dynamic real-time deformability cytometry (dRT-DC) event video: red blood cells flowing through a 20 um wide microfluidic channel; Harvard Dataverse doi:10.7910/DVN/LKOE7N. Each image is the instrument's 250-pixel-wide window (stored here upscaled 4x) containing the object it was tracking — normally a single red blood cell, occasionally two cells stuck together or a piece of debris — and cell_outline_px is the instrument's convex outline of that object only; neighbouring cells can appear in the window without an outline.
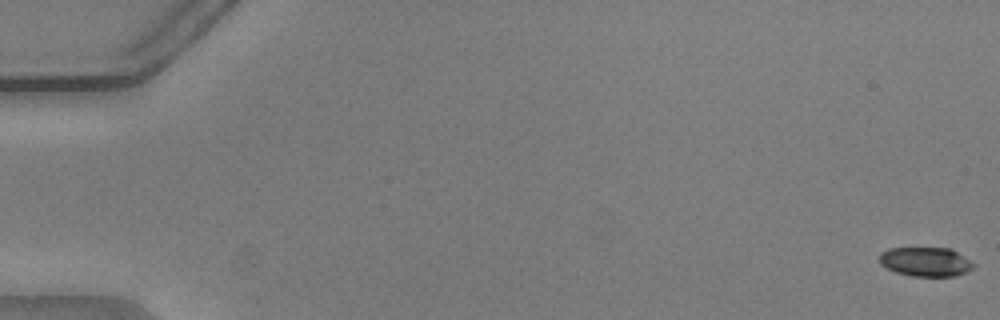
{"species": "common noctule bat (a hibernating species)", "species_latin": "Nyctalus noctula", "temperature_condition": "warm", "stored_images_in_passage": 55, "camera_frame_rate_fps": 3000, "um_per_image_px": 0.085, "animal": {"sex": "male", "body_mass_g": 20.5, "forearm_length_mm": 52.5}, "frame": {"image": 1, "passage_image": 1, "time_ms": 0.0, "image_size_px": [1000, 320], "cell_outline_px": [[976, 264], [972, 268], [964, 272], [952, 276], [912, 276], [896, 272], [880, 264], [880, 252], [888, 248], [952, 248]], "centroid_in_image_um": [78.67, 22.23], "position_along_channel_um": 6.3, "area_um2": 15.95}}
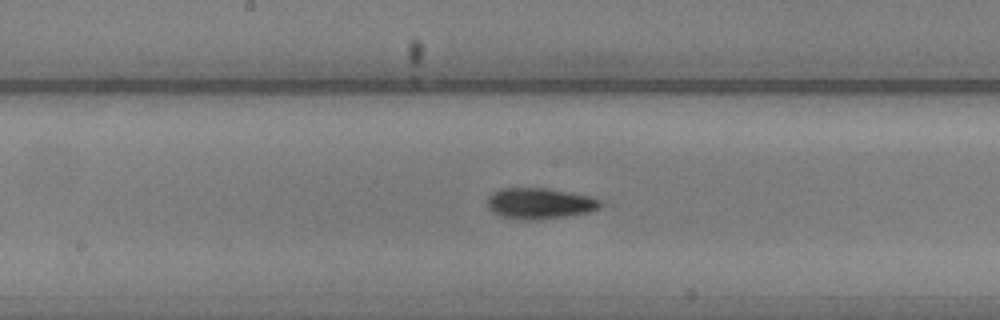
{"frame": {"image": 2, "passage_image": 30, "time_ms": 9.667, "image_size_px": [1000, 320], "cell_outline_px": [[604, 204], [600, 208], [592, 212], [564, 216], [504, 216], [492, 212], [488, 208], [488, 196], [492, 192], [500, 188], [548, 188], [572, 192], [588, 196], [600, 200]], "centroid_in_image_um": [45.93, 17.21], "position_along_channel_um": 202.3, "area_um2": 19.48}}
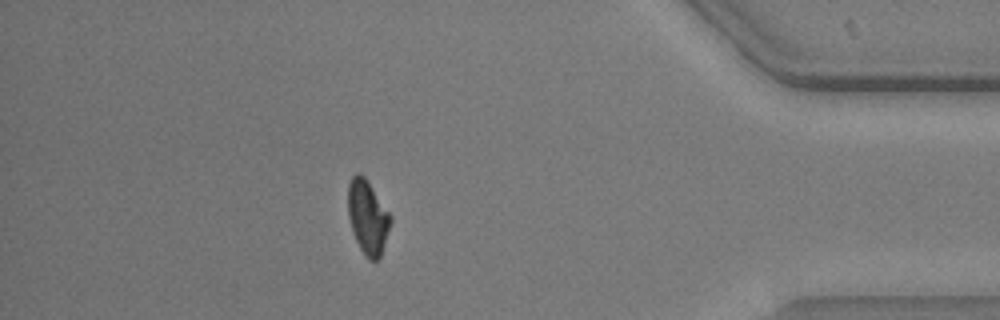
{"frame": {"image": 3, "passage_image": 49, "time_ms": 16.0, "image_size_px": [1000, 320], "cell_outline_px": [[392, 220], [380, 256], [376, 260], [368, 260], [364, 256], [352, 232], [348, 216], [348, 184], [352, 176], [356, 172], [360, 172], [364, 176], [392, 216]], "centroid_in_image_um": [31.24, 18.44], "position_along_channel_um": 404.0, "area_um2": 18.32}, "authors_computed_cell_mechanics": {"area_um2": 18.6694, "velocity_mm_per_s": 3.7931, "shape_relaxation_time_tau1_ms": 4.0446, "shape_relaxation_time_tau2_ms": null, "deformation_change_tau1": 0.157, "deformation_change_tau2": null}}